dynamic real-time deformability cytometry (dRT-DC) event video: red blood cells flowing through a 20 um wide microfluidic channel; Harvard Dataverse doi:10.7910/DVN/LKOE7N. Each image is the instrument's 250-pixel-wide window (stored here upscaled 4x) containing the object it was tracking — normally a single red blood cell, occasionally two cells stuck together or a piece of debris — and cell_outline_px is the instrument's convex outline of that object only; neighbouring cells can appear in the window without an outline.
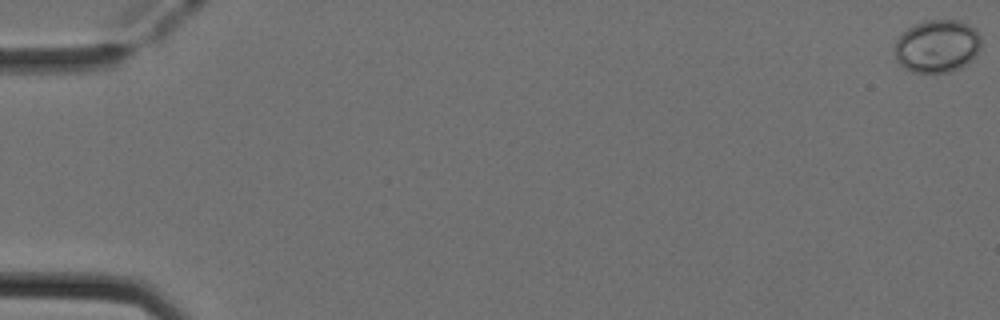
{"species": "Egyptian fruit bat (a non-hibernating species)", "species_latin": "Rousettus aegyptiacus", "temperature_condition": "cold", "stored_images_in_passage": 53, "camera_frame_rate_fps": 3000, "um_per_image_px": 0.085, "animal": {"sex": "female"}, "frame": {"image": 1, "passage_image": 1, "time_ms": 0.0, "image_size_px": [1000, 320], "cell_outline_px": [[980, 48], [976, 56], [968, 64], [960, 68], [948, 72], [912, 72], [904, 68], [896, 60], [896, 40], [908, 28], [924, 20], [960, 20], [976, 28], [980, 36]], "centroid_in_image_um": [79.7, 3.92], "position_along_channel_um": 5.3, "area_um2": 26.7}}
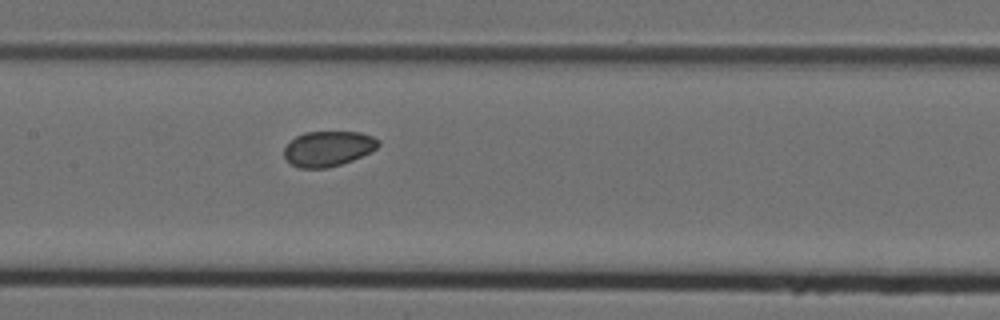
{"frame": {"image": 2, "passage_image": 27, "time_ms": 8.667, "image_size_px": [1000, 320], "cell_outline_px": [[380, 144], [376, 148], [352, 160], [340, 164], [324, 168], [300, 168], [292, 164], [284, 156], [284, 148], [296, 136], [304, 132], [360, 132], [372, 136], [380, 140]], "centroid_in_image_um": [27.89, 12.62], "position_along_channel_um": 179.5, "area_um2": 19.07}}
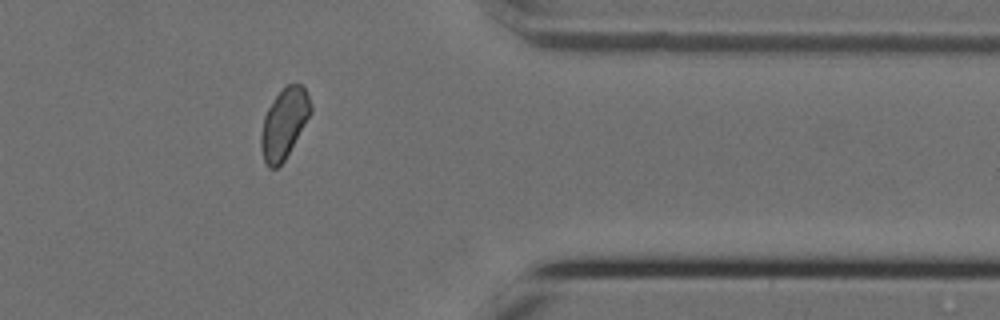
{"frame": {"image": 3, "passage_image": 44, "time_ms": 14.333, "image_size_px": [1000, 320], "cell_outline_px": [[312, 112], [284, 160], [276, 168], [268, 168], [264, 160], [260, 148], [260, 136], [264, 116], [268, 108], [276, 96], [288, 84], [300, 84], [304, 88], [308, 96], [312, 108]], "centroid_in_image_um": [24.13, 10.51], "position_along_channel_um": 387.3, "area_um2": 19.94}}